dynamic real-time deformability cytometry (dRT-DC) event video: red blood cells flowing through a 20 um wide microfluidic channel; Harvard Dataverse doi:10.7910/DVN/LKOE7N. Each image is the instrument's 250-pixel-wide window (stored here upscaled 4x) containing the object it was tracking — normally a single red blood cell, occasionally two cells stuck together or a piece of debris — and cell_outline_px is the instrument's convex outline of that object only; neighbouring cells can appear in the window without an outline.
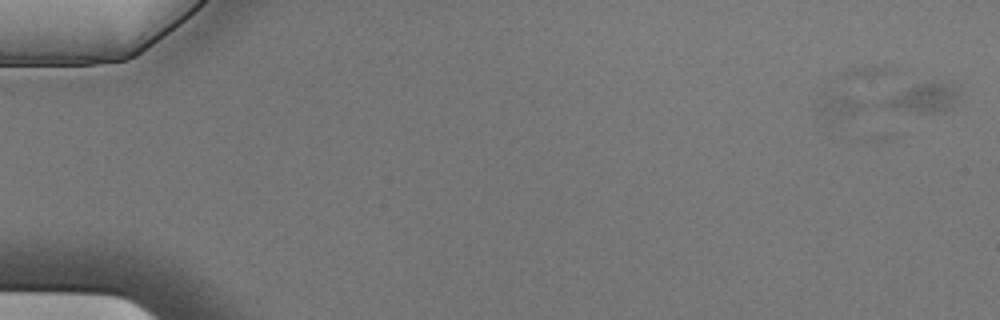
{"species": "Egyptian fruit bat (a non-hibernating species)", "species_latin": "Rousettus aegyptiacus", "temperature_condition": "cold", "stored_images_in_passage": 5, "camera_frame_rate_fps": 3000, "um_per_image_px": 0.085, "animal": {"sex": "male"}, "frame": {"image": 1, "passage_image": 1, "time_ms": 0.0, "image_size_px": [1000, 320], "cell_outline_px": [[960, 100], [944, 112], [828, 120], [816, 116], [816, 100], [824, 92], [932, 80], [956, 88]], "centroid_in_image_um": [75.4, 8.56], "position_along_channel_um": 9.6, "area_um2": 29.77}}